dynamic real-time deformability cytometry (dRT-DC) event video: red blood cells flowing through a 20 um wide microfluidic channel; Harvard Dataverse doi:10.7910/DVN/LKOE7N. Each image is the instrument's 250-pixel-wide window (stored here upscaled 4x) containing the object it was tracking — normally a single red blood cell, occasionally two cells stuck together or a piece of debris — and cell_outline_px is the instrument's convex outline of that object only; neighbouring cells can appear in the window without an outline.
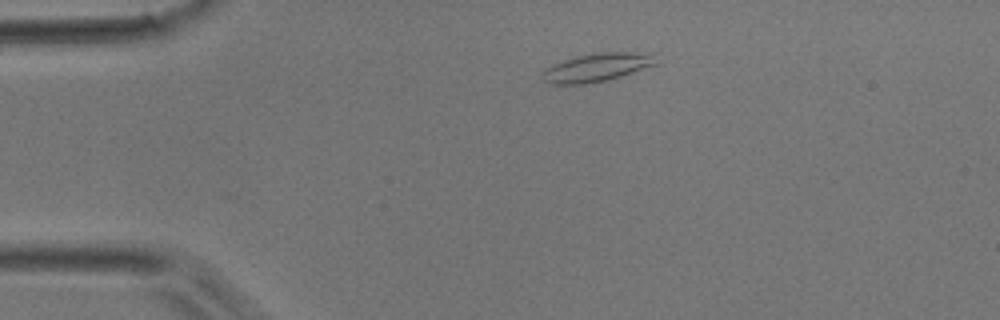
{"species": "common noctule bat (a hibernating species)", "species_latin": "Nyctalus noctula", "temperature_condition": "room temperature", "stored_images_in_passage": 30, "camera_frame_rate_fps": 3000, "um_per_image_px": 0.085, "animal": {"sex": "male", "body_mass_g": 17.9}, "frame": {"image": 1, "passage_image": 1, "time_ms": 0.0, "image_size_px": [1000, 320], "cell_outline_px": [[656, 64], [608, 80], [584, 84], [548, 84], [544, 80], [540, 72], [552, 64], [564, 60], [580, 56], [600, 52], [652, 52]], "centroid_in_image_um": [50.7, 5.73], "position_along_channel_um": 34.3, "area_um2": 18.61}}
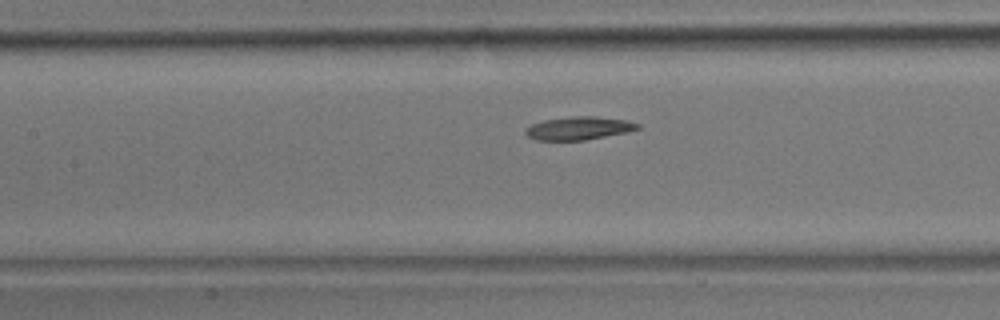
{"frame": {"image": 2, "passage_image": 12, "time_ms": 3.667, "image_size_px": [1000, 320], "cell_outline_px": [[640, 128], [624, 132], [584, 140], [536, 140], [528, 136], [524, 132], [524, 128], [532, 124], [544, 120], [572, 116], [596, 116], [624, 120], [640, 124]], "centroid_in_image_um": [49.14, 10.89], "position_along_channel_um": 158.3, "area_um2": 14.91}}
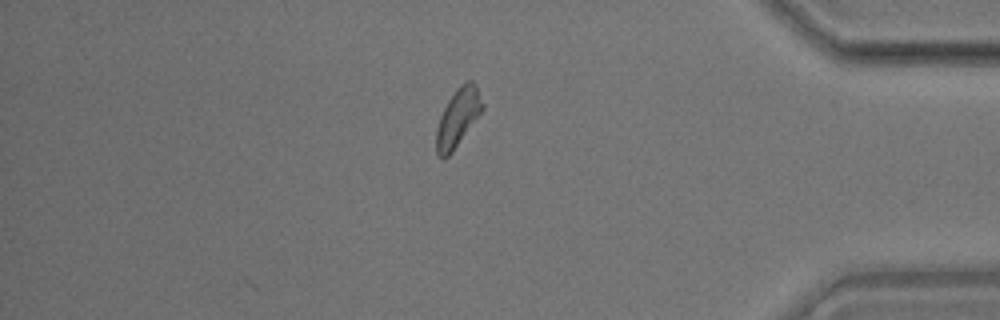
{"frame": {"image": 3, "passage_image": 30, "time_ms": 9.667, "image_size_px": [1000, 320], "cell_outline_px": [[484, 108], [452, 152], [444, 160], [436, 152], [436, 128], [440, 116], [448, 100], [456, 88], [460, 84], [468, 80], [472, 80], [476, 84], [484, 104]], "centroid_in_image_um": [38.92, 9.97], "position_along_channel_um": 396.3, "area_um2": 15.55}}